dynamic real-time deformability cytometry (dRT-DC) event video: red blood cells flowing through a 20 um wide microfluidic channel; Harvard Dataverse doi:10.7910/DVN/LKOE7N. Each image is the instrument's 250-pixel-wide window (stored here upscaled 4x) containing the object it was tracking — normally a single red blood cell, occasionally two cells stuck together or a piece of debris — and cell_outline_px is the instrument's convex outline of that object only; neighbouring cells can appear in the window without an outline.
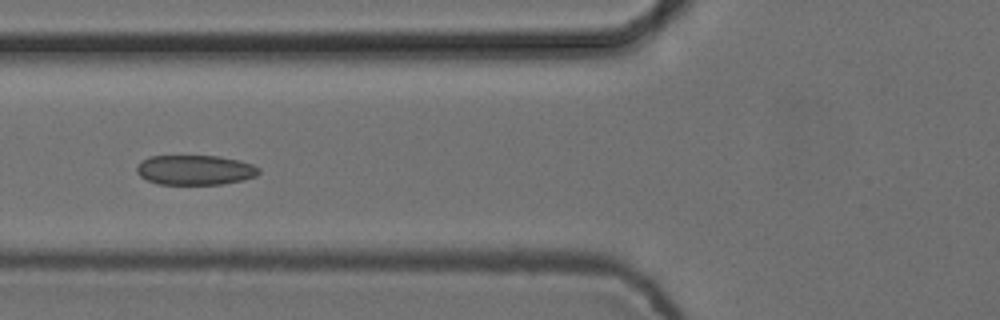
{"species": "common noctule bat (a hibernating species)", "species_latin": "Nyctalus noctula", "temperature_condition": "cold", "stored_images_in_passage": 8, "camera_frame_rate_fps": 3000, "um_per_image_px": 0.085, "animal": {"sex": "female", "body_mass_g": 24.6, "forearm_length_mm": 56.2}, "frame": {"image": 1, "passage_image": 4, "time_ms": 1.0, "image_size_px": [1000, 320], "cell_outline_px": [[260, 172], [256, 176], [244, 180], [220, 184], [160, 184], [148, 180], [140, 176], [136, 172], [136, 168], [148, 156], [220, 156], [252, 164], [260, 168]], "centroid_in_image_um": [16.6, 14.45], "position_along_channel_um": 109.2, "area_um2": 21.1}}
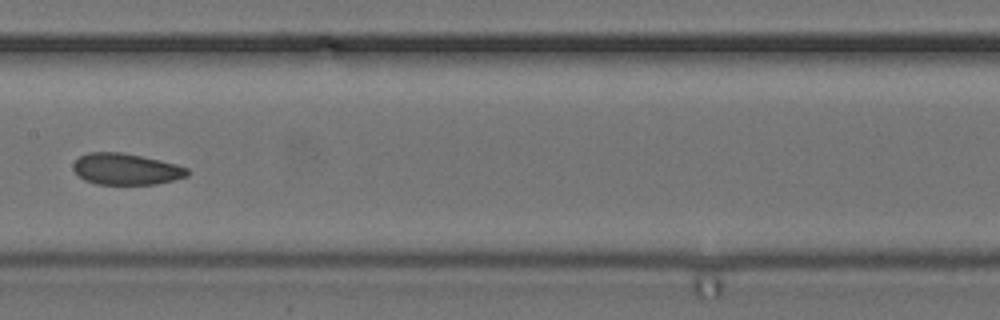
{"frame": {"image": 2, "passage_image": 6, "time_ms": 1.667, "image_size_px": [1000, 320], "cell_outline_px": [[188, 176], [156, 184], [96, 184], [84, 180], [72, 168], [72, 164], [80, 156], [88, 152], [120, 152], [160, 160], [176, 164], [188, 168]], "centroid_in_image_um": [10.69, 14.37], "position_along_channel_um": 196.7, "area_um2": 20.75}}
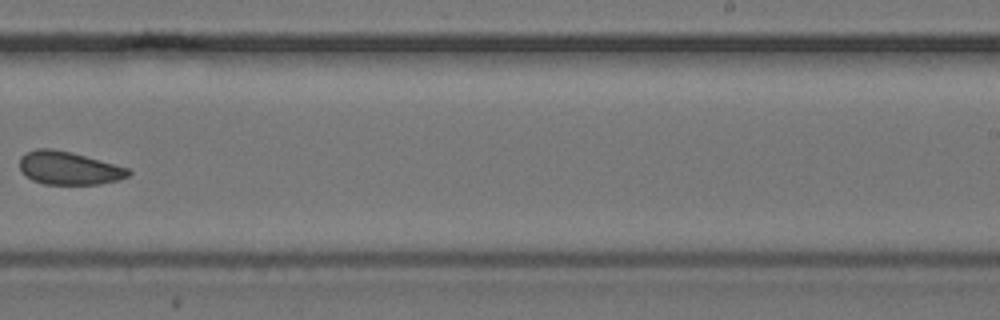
{"frame": {"image": 3, "passage_image": 8, "time_ms": 2.333, "image_size_px": [1000, 320], "cell_outline_px": [[132, 172], [128, 176], [116, 180], [100, 184], [44, 184], [32, 180], [20, 168], [20, 156], [36, 148], [52, 148], [72, 152], [128, 168]], "centroid_in_image_um": [5.84, 14.28], "position_along_channel_um": 283.2, "area_um2": 20.81}}